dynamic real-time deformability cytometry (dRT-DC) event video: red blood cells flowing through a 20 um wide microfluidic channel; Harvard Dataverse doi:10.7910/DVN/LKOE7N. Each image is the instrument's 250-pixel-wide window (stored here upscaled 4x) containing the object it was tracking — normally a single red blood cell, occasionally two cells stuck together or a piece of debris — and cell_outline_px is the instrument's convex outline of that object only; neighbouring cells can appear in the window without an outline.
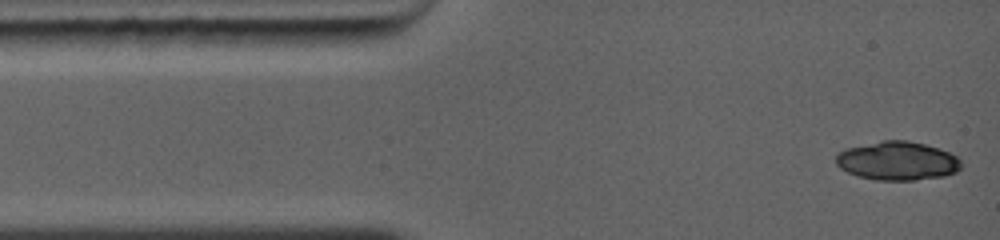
{"species": "common noctule bat (a hibernating species)", "species_latin": "Nyctalus noctula", "temperature_condition": "warm", "stored_images_in_passage": 4, "camera_frame_rate_fps": 5000, "um_per_image_px": 0.085, "animal": {"sex": "female", "body_mass_g": 19.0, "forearm_length_mm": 56.7}, "frame": {"image": 1, "passage_image": 1, "time_ms": 0.0, "image_size_px": [1000, 240], "cell_outline_px": [[960, 168], [956, 172], [944, 176], [916, 180], [876, 180], [860, 176], [848, 172], [840, 168], [836, 164], [836, 156], [844, 148], [884, 140], [908, 140], [924, 144], [948, 152], [956, 156], [960, 160]], "centroid_in_image_um": [76.27, 13.67], "position_along_channel_um": 8.7, "area_um2": 28.09}}